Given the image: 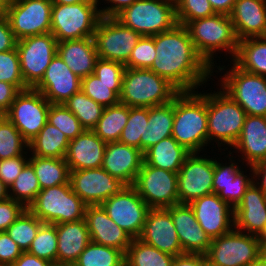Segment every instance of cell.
<instances>
[{"mask_svg":"<svg viewBox=\"0 0 266 266\" xmlns=\"http://www.w3.org/2000/svg\"><path fill=\"white\" fill-rule=\"evenodd\" d=\"M154 46L156 58L149 69L179 91L199 90L214 75L215 69L197 52L183 25L154 35Z\"/></svg>","mask_w":266,"mask_h":266,"instance_id":"cell-1","label":"cell"},{"mask_svg":"<svg viewBox=\"0 0 266 266\" xmlns=\"http://www.w3.org/2000/svg\"><path fill=\"white\" fill-rule=\"evenodd\" d=\"M172 137L191 153L205 151L208 146L207 93L180 91L174 97Z\"/></svg>","mask_w":266,"mask_h":266,"instance_id":"cell-2","label":"cell"},{"mask_svg":"<svg viewBox=\"0 0 266 266\" xmlns=\"http://www.w3.org/2000/svg\"><path fill=\"white\" fill-rule=\"evenodd\" d=\"M185 27L197 52L213 69L215 64H218L214 61L218 53L221 54L224 51L226 58L227 54H230L228 55L230 60L234 59L238 49V39L229 15L215 14L189 21Z\"/></svg>","mask_w":266,"mask_h":266,"instance_id":"cell-3","label":"cell"},{"mask_svg":"<svg viewBox=\"0 0 266 266\" xmlns=\"http://www.w3.org/2000/svg\"><path fill=\"white\" fill-rule=\"evenodd\" d=\"M179 92L150 69L125 68L119 100L129 107L150 108L171 102Z\"/></svg>","mask_w":266,"mask_h":266,"instance_id":"cell-4","label":"cell"},{"mask_svg":"<svg viewBox=\"0 0 266 266\" xmlns=\"http://www.w3.org/2000/svg\"><path fill=\"white\" fill-rule=\"evenodd\" d=\"M217 89V92L207 93L208 146L215 142L221 152V146H225L224 151L234 146L241 134L246 112L221 88Z\"/></svg>","mask_w":266,"mask_h":266,"instance_id":"cell-5","label":"cell"},{"mask_svg":"<svg viewBox=\"0 0 266 266\" xmlns=\"http://www.w3.org/2000/svg\"><path fill=\"white\" fill-rule=\"evenodd\" d=\"M230 62L233 66L229 64L231 67L227 70L226 65L215 66L219 71L214 72L224 73L218 79L221 89L245 110L246 115L266 117V77L241 70Z\"/></svg>","mask_w":266,"mask_h":266,"instance_id":"cell-6","label":"cell"},{"mask_svg":"<svg viewBox=\"0 0 266 266\" xmlns=\"http://www.w3.org/2000/svg\"><path fill=\"white\" fill-rule=\"evenodd\" d=\"M99 0L77 4H52L51 34L57 42L94 37L101 19Z\"/></svg>","mask_w":266,"mask_h":266,"instance_id":"cell-7","label":"cell"},{"mask_svg":"<svg viewBox=\"0 0 266 266\" xmlns=\"http://www.w3.org/2000/svg\"><path fill=\"white\" fill-rule=\"evenodd\" d=\"M86 207L67 183L41 189L28 209L43 223L61 224L85 219Z\"/></svg>","mask_w":266,"mask_h":266,"instance_id":"cell-8","label":"cell"},{"mask_svg":"<svg viewBox=\"0 0 266 266\" xmlns=\"http://www.w3.org/2000/svg\"><path fill=\"white\" fill-rule=\"evenodd\" d=\"M115 18L141 36H154L178 24L175 5L165 0H137Z\"/></svg>","mask_w":266,"mask_h":266,"instance_id":"cell-9","label":"cell"},{"mask_svg":"<svg viewBox=\"0 0 266 266\" xmlns=\"http://www.w3.org/2000/svg\"><path fill=\"white\" fill-rule=\"evenodd\" d=\"M260 255L258 236L236 228L213 238L205 253L206 258L216 266H248Z\"/></svg>","mask_w":266,"mask_h":266,"instance_id":"cell-10","label":"cell"},{"mask_svg":"<svg viewBox=\"0 0 266 266\" xmlns=\"http://www.w3.org/2000/svg\"><path fill=\"white\" fill-rule=\"evenodd\" d=\"M51 103L36 89L20 91L4 116L30 143L48 120Z\"/></svg>","mask_w":266,"mask_h":266,"instance_id":"cell-11","label":"cell"},{"mask_svg":"<svg viewBox=\"0 0 266 266\" xmlns=\"http://www.w3.org/2000/svg\"><path fill=\"white\" fill-rule=\"evenodd\" d=\"M93 38L100 59L125 65L141 35L115 17H101Z\"/></svg>","mask_w":266,"mask_h":266,"instance_id":"cell-12","label":"cell"},{"mask_svg":"<svg viewBox=\"0 0 266 266\" xmlns=\"http://www.w3.org/2000/svg\"><path fill=\"white\" fill-rule=\"evenodd\" d=\"M51 0H9L6 17L15 39L51 32Z\"/></svg>","mask_w":266,"mask_h":266,"instance_id":"cell-13","label":"cell"},{"mask_svg":"<svg viewBox=\"0 0 266 266\" xmlns=\"http://www.w3.org/2000/svg\"><path fill=\"white\" fill-rule=\"evenodd\" d=\"M57 39L50 33L25 37L16 42L21 73L28 88H34L57 53Z\"/></svg>","mask_w":266,"mask_h":266,"instance_id":"cell-14","label":"cell"},{"mask_svg":"<svg viewBox=\"0 0 266 266\" xmlns=\"http://www.w3.org/2000/svg\"><path fill=\"white\" fill-rule=\"evenodd\" d=\"M133 186L150 208H168L179 203L177 173L143 161Z\"/></svg>","mask_w":266,"mask_h":266,"instance_id":"cell-15","label":"cell"},{"mask_svg":"<svg viewBox=\"0 0 266 266\" xmlns=\"http://www.w3.org/2000/svg\"><path fill=\"white\" fill-rule=\"evenodd\" d=\"M101 206L107 215L132 238L140 236L150 207L139 196L133 185H126Z\"/></svg>","mask_w":266,"mask_h":266,"instance_id":"cell-16","label":"cell"},{"mask_svg":"<svg viewBox=\"0 0 266 266\" xmlns=\"http://www.w3.org/2000/svg\"><path fill=\"white\" fill-rule=\"evenodd\" d=\"M199 154L190 153L177 173L179 203L190 204L213 193L214 159Z\"/></svg>","mask_w":266,"mask_h":266,"instance_id":"cell-17","label":"cell"},{"mask_svg":"<svg viewBox=\"0 0 266 266\" xmlns=\"http://www.w3.org/2000/svg\"><path fill=\"white\" fill-rule=\"evenodd\" d=\"M226 155L228 157V162L223 163L220 158L214 159V175H213V193L218 194V196L225 202H227L233 209L241 202L246 189L253 182V167H249L251 174H246L243 171L241 160L237 161L233 157L234 154L231 151ZM233 155V156H232ZM228 163V165H227ZM242 168V169H241ZM245 173V174H244ZM249 176V177H248ZM251 177V178H250Z\"/></svg>","mask_w":266,"mask_h":266,"instance_id":"cell-18","label":"cell"},{"mask_svg":"<svg viewBox=\"0 0 266 266\" xmlns=\"http://www.w3.org/2000/svg\"><path fill=\"white\" fill-rule=\"evenodd\" d=\"M70 183L87 206L101 205L126 186L102 167L70 171Z\"/></svg>","mask_w":266,"mask_h":266,"instance_id":"cell-19","label":"cell"},{"mask_svg":"<svg viewBox=\"0 0 266 266\" xmlns=\"http://www.w3.org/2000/svg\"><path fill=\"white\" fill-rule=\"evenodd\" d=\"M81 81L82 79L74 74L56 53L34 89L38 90L51 104H63L81 90Z\"/></svg>","mask_w":266,"mask_h":266,"instance_id":"cell-20","label":"cell"},{"mask_svg":"<svg viewBox=\"0 0 266 266\" xmlns=\"http://www.w3.org/2000/svg\"><path fill=\"white\" fill-rule=\"evenodd\" d=\"M196 220L211 239L234 228V209L218 194L202 196L189 204Z\"/></svg>","mask_w":266,"mask_h":266,"instance_id":"cell-21","label":"cell"},{"mask_svg":"<svg viewBox=\"0 0 266 266\" xmlns=\"http://www.w3.org/2000/svg\"><path fill=\"white\" fill-rule=\"evenodd\" d=\"M138 239L174 257L183 254L169 207L150 208Z\"/></svg>","mask_w":266,"mask_h":266,"instance_id":"cell-22","label":"cell"},{"mask_svg":"<svg viewBox=\"0 0 266 266\" xmlns=\"http://www.w3.org/2000/svg\"><path fill=\"white\" fill-rule=\"evenodd\" d=\"M183 253L203 254L208 251L212 239L198 224L189 204L178 203L169 207Z\"/></svg>","mask_w":266,"mask_h":266,"instance_id":"cell-23","label":"cell"},{"mask_svg":"<svg viewBox=\"0 0 266 266\" xmlns=\"http://www.w3.org/2000/svg\"><path fill=\"white\" fill-rule=\"evenodd\" d=\"M144 161L143 152L119 141L106 143L102 168L125 185H133Z\"/></svg>","mask_w":266,"mask_h":266,"instance_id":"cell-24","label":"cell"},{"mask_svg":"<svg viewBox=\"0 0 266 266\" xmlns=\"http://www.w3.org/2000/svg\"><path fill=\"white\" fill-rule=\"evenodd\" d=\"M85 220L92 242L126 253L133 238L107 215L101 205L87 206Z\"/></svg>","mask_w":266,"mask_h":266,"instance_id":"cell-25","label":"cell"},{"mask_svg":"<svg viewBox=\"0 0 266 266\" xmlns=\"http://www.w3.org/2000/svg\"><path fill=\"white\" fill-rule=\"evenodd\" d=\"M266 226V195L252 182L234 209V228L259 236Z\"/></svg>","mask_w":266,"mask_h":266,"instance_id":"cell-26","label":"cell"},{"mask_svg":"<svg viewBox=\"0 0 266 266\" xmlns=\"http://www.w3.org/2000/svg\"><path fill=\"white\" fill-rule=\"evenodd\" d=\"M231 153H240L246 166H253L266 159V117L246 115L241 134ZM235 149V151H234Z\"/></svg>","mask_w":266,"mask_h":266,"instance_id":"cell-27","label":"cell"},{"mask_svg":"<svg viewBox=\"0 0 266 266\" xmlns=\"http://www.w3.org/2000/svg\"><path fill=\"white\" fill-rule=\"evenodd\" d=\"M229 17L238 41L266 37V0H236Z\"/></svg>","mask_w":266,"mask_h":266,"instance_id":"cell-28","label":"cell"},{"mask_svg":"<svg viewBox=\"0 0 266 266\" xmlns=\"http://www.w3.org/2000/svg\"><path fill=\"white\" fill-rule=\"evenodd\" d=\"M105 149L106 143L93 130H84L70 140L65 160L70 171L100 168Z\"/></svg>","mask_w":266,"mask_h":266,"instance_id":"cell-29","label":"cell"},{"mask_svg":"<svg viewBox=\"0 0 266 266\" xmlns=\"http://www.w3.org/2000/svg\"><path fill=\"white\" fill-rule=\"evenodd\" d=\"M57 53L65 64L81 79L94 73L99 59L93 37L57 43Z\"/></svg>","mask_w":266,"mask_h":266,"instance_id":"cell-30","label":"cell"},{"mask_svg":"<svg viewBox=\"0 0 266 266\" xmlns=\"http://www.w3.org/2000/svg\"><path fill=\"white\" fill-rule=\"evenodd\" d=\"M57 231V262L75 263L91 242L85 219L55 224Z\"/></svg>","mask_w":266,"mask_h":266,"instance_id":"cell-31","label":"cell"},{"mask_svg":"<svg viewBox=\"0 0 266 266\" xmlns=\"http://www.w3.org/2000/svg\"><path fill=\"white\" fill-rule=\"evenodd\" d=\"M190 153L170 136L151 146L143 155L149 166L178 173Z\"/></svg>","mask_w":266,"mask_h":266,"instance_id":"cell-32","label":"cell"},{"mask_svg":"<svg viewBox=\"0 0 266 266\" xmlns=\"http://www.w3.org/2000/svg\"><path fill=\"white\" fill-rule=\"evenodd\" d=\"M173 119L174 99L169 103L149 108L148 125L145 126L144 138H141L143 153L161 140L172 136Z\"/></svg>","mask_w":266,"mask_h":266,"instance_id":"cell-33","label":"cell"},{"mask_svg":"<svg viewBox=\"0 0 266 266\" xmlns=\"http://www.w3.org/2000/svg\"><path fill=\"white\" fill-rule=\"evenodd\" d=\"M232 62L241 70L266 77V37L238 41V49Z\"/></svg>","mask_w":266,"mask_h":266,"instance_id":"cell-34","label":"cell"},{"mask_svg":"<svg viewBox=\"0 0 266 266\" xmlns=\"http://www.w3.org/2000/svg\"><path fill=\"white\" fill-rule=\"evenodd\" d=\"M69 142L65 134L47 122L29 143V152L31 156L65 158Z\"/></svg>","mask_w":266,"mask_h":266,"instance_id":"cell-35","label":"cell"},{"mask_svg":"<svg viewBox=\"0 0 266 266\" xmlns=\"http://www.w3.org/2000/svg\"><path fill=\"white\" fill-rule=\"evenodd\" d=\"M41 189L70 183V169L65 158H47L29 155Z\"/></svg>","mask_w":266,"mask_h":266,"instance_id":"cell-36","label":"cell"},{"mask_svg":"<svg viewBox=\"0 0 266 266\" xmlns=\"http://www.w3.org/2000/svg\"><path fill=\"white\" fill-rule=\"evenodd\" d=\"M129 118V106L119 102L105 107L101 118L93 129L95 134L105 143L119 141Z\"/></svg>","mask_w":266,"mask_h":266,"instance_id":"cell-37","label":"cell"},{"mask_svg":"<svg viewBox=\"0 0 266 266\" xmlns=\"http://www.w3.org/2000/svg\"><path fill=\"white\" fill-rule=\"evenodd\" d=\"M174 256L133 238L125 253V266H172Z\"/></svg>","mask_w":266,"mask_h":266,"instance_id":"cell-38","label":"cell"},{"mask_svg":"<svg viewBox=\"0 0 266 266\" xmlns=\"http://www.w3.org/2000/svg\"><path fill=\"white\" fill-rule=\"evenodd\" d=\"M63 105L77 117L85 130H93L96 127L105 109L82 90L73 94Z\"/></svg>","mask_w":266,"mask_h":266,"instance_id":"cell-39","label":"cell"},{"mask_svg":"<svg viewBox=\"0 0 266 266\" xmlns=\"http://www.w3.org/2000/svg\"><path fill=\"white\" fill-rule=\"evenodd\" d=\"M75 264L76 266H125V254L116 248L91 241Z\"/></svg>","mask_w":266,"mask_h":266,"instance_id":"cell-40","label":"cell"},{"mask_svg":"<svg viewBox=\"0 0 266 266\" xmlns=\"http://www.w3.org/2000/svg\"><path fill=\"white\" fill-rule=\"evenodd\" d=\"M40 190L35 170L29 162L8 188L9 198L21 203L26 209L34 202Z\"/></svg>","mask_w":266,"mask_h":266,"instance_id":"cell-41","label":"cell"},{"mask_svg":"<svg viewBox=\"0 0 266 266\" xmlns=\"http://www.w3.org/2000/svg\"><path fill=\"white\" fill-rule=\"evenodd\" d=\"M122 83H105L94 73L82 78L81 90L92 100L104 107H109L120 102Z\"/></svg>","mask_w":266,"mask_h":266,"instance_id":"cell-42","label":"cell"},{"mask_svg":"<svg viewBox=\"0 0 266 266\" xmlns=\"http://www.w3.org/2000/svg\"><path fill=\"white\" fill-rule=\"evenodd\" d=\"M28 150L29 143L20 131L4 115H0V160L27 155Z\"/></svg>","mask_w":266,"mask_h":266,"instance_id":"cell-43","label":"cell"},{"mask_svg":"<svg viewBox=\"0 0 266 266\" xmlns=\"http://www.w3.org/2000/svg\"><path fill=\"white\" fill-rule=\"evenodd\" d=\"M43 222L29 209H25L17 220L5 231L23 252L28 251Z\"/></svg>","mask_w":266,"mask_h":266,"instance_id":"cell-44","label":"cell"},{"mask_svg":"<svg viewBox=\"0 0 266 266\" xmlns=\"http://www.w3.org/2000/svg\"><path fill=\"white\" fill-rule=\"evenodd\" d=\"M27 252L51 263L57 262L56 225L43 223Z\"/></svg>","mask_w":266,"mask_h":266,"instance_id":"cell-45","label":"cell"},{"mask_svg":"<svg viewBox=\"0 0 266 266\" xmlns=\"http://www.w3.org/2000/svg\"><path fill=\"white\" fill-rule=\"evenodd\" d=\"M149 108L129 107V118L122 131L119 142L141 150V138H144L148 125Z\"/></svg>","mask_w":266,"mask_h":266,"instance_id":"cell-46","label":"cell"},{"mask_svg":"<svg viewBox=\"0 0 266 266\" xmlns=\"http://www.w3.org/2000/svg\"><path fill=\"white\" fill-rule=\"evenodd\" d=\"M47 122L59 129L69 140L75 139L85 130L77 117L63 104L50 105Z\"/></svg>","mask_w":266,"mask_h":266,"instance_id":"cell-47","label":"cell"},{"mask_svg":"<svg viewBox=\"0 0 266 266\" xmlns=\"http://www.w3.org/2000/svg\"><path fill=\"white\" fill-rule=\"evenodd\" d=\"M0 81L15 85L20 91L28 89L21 73L16 47L10 51L0 52Z\"/></svg>","mask_w":266,"mask_h":266,"instance_id":"cell-48","label":"cell"},{"mask_svg":"<svg viewBox=\"0 0 266 266\" xmlns=\"http://www.w3.org/2000/svg\"><path fill=\"white\" fill-rule=\"evenodd\" d=\"M177 22L185 26L189 21L215 15L209 0H179L175 5Z\"/></svg>","mask_w":266,"mask_h":266,"instance_id":"cell-49","label":"cell"},{"mask_svg":"<svg viewBox=\"0 0 266 266\" xmlns=\"http://www.w3.org/2000/svg\"><path fill=\"white\" fill-rule=\"evenodd\" d=\"M154 36H141L133 48L125 68L149 69L156 58Z\"/></svg>","mask_w":266,"mask_h":266,"instance_id":"cell-50","label":"cell"},{"mask_svg":"<svg viewBox=\"0 0 266 266\" xmlns=\"http://www.w3.org/2000/svg\"><path fill=\"white\" fill-rule=\"evenodd\" d=\"M125 65L111 60L98 59L94 74L105 83H122Z\"/></svg>","mask_w":266,"mask_h":266,"instance_id":"cell-51","label":"cell"},{"mask_svg":"<svg viewBox=\"0 0 266 266\" xmlns=\"http://www.w3.org/2000/svg\"><path fill=\"white\" fill-rule=\"evenodd\" d=\"M29 154L0 160V180L9 188L29 162Z\"/></svg>","mask_w":266,"mask_h":266,"instance_id":"cell-52","label":"cell"},{"mask_svg":"<svg viewBox=\"0 0 266 266\" xmlns=\"http://www.w3.org/2000/svg\"><path fill=\"white\" fill-rule=\"evenodd\" d=\"M26 208L12 198L0 201V232H5Z\"/></svg>","mask_w":266,"mask_h":266,"instance_id":"cell-53","label":"cell"},{"mask_svg":"<svg viewBox=\"0 0 266 266\" xmlns=\"http://www.w3.org/2000/svg\"><path fill=\"white\" fill-rule=\"evenodd\" d=\"M23 253L6 232H0V266H11Z\"/></svg>","mask_w":266,"mask_h":266,"instance_id":"cell-54","label":"cell"},{"mask_svg":"<svg viewBox=\"0 0 266 266\" xmlns=\"http://www.w3.org/2000/svg\"><path fill=\"white\" fill-rule=\"evenodd\" d=\"M19 92L15 85L0 81V115H4L10 109Z\"/></svg>","mask_w":266,"mask_h":266,"instance_id":"cell-55","label":"cell"},{"mask_svg":"<svg viewBox=\"0 0 266 266\" xmlns=\"http://www.w3.org/2000/svg\"><path fill=\"white\" fill-rule=\"evenodd\" d=\"M16 42L7 17L0 18V52L14 49Z\"/></svg>","mask_w":266,"mask_h":266,"instance_id":"cell-56","label":"cell"},{"mask_svg":"<svg viewBox=\"0 0 266 266\" xmlns=\"http://www.w3.org/2000/svg\"><path fill=\"white\" fill-rule=\"evenodd\" d=\"M101 0H99L100 2ZM103 1V0H102ZM137 0H104V3H109L103 8L99 7L101 17H115L117 14H119L123 9L130 6L132 3H134Z\"/></svg>","mask_w":266,"mask_h":266,"instance_id":"cell-57","label":"cell"},{"mask_svg":"<svg viewBox=\"0 0 266 266\" xmlns=\"http://www.w3.org/2000/svg\"><path fill=\"white\" fill-rule=\"evenodd\" d=\"M53 263L38 258L30 253L23 252L11 266H52Z\"/></svg>","mask_w":266,"mask_h":266,"instance_id":"cell-58","label":"cell"},{"mask_svg":"<svg viewBox=\"0 0 266 266\" xmlns=\"http://www.w3.org/2000/svg\"><path fill=\"white\" fill-rule=\"evenodd\" d=\"M252 167H253V182L266 195V159L253 165Z\"/></svg>","mask_w":266,"mask_h":266,"instance_id":"cell-59","label":"cell"},{"mask_svg":"<svg viewBox=\"0 0 266 266\" xmlns=\"http://www.w3.org/2000/svg\"><path fill=\"white\" fill-rule=\"evenodd\" d=\"M172 266H201V254L183 253L174 257Z\"/></svg>","mask_w":266,"mask_h":266,"instance_id":"cell-60","label":"cell"},{"mask_svg":"<svg viewBox=\"0 0 266 266\" xmlns=\"http://www.w3.org/2000/svg\"><path fill=\"white\" fill-rule=\"evenodd\" d=\"M209 2L216 14L229 15L236 0H209Z\"/></svg>","mask_w":266,"mask_h":266,"instance_id":"cell-61","label":"cell"},{"mask_svg":"<svg viewBox=\"0 0 266 266\" xmlns=\"http://www.w3.org/2000/svg\"><path fill=\"white\" fill-rule=\"evenodd\" d=\"M9 198L8 187L0 180V201Z\"/></svg>","mask_w":266,"mask_h":266,"instance_id":"cell-62","label":"cell"},{"mask_svg":"<svg viewBox=\"0 0 266 266\" xmlns=\"http://www.w3.org/2000/svg\"><path fill=\"white\" fill-rule=\"evenodd\" d=\"M8 3L9 0H0V18L6 16Z\"/></svg>","mask_w":266,"mask_h":266,"instance_id":"cell-63","label":"cell"},{"mask_svg":"<svg viewBox=\"0 0 266 266\" xmlns=\"http://www.w3.org/2000/svg\"><path fill=\"white\" fill-rule=\"evenodd\" d=\"M86 0H51L53 4H77Z\"/></svg>","mask_w":266,"mask_h":266,"instance_id":"cell-64","label":"cell"},{"mask_svg":"<svg viewBox=\"0 0 266 266\" xmlns=\"http://www.w3.org/2000/svg\"><path fill=\"white\" fill-rule=\"evenodd\" d=\"M248 266H266V260L260 255L256 260H254Z\"/></svg>","mask_w":266,"mask_h":266,"instance_id":"cell-65","label":"cell"},{"mask_svg":"<svg viewBox=\"0 0 266 266\" xmlns=\"http://www.w3.org/2000/svg\"><path fill=\"white\" fill-rule=\"evenodd\" d=\"M260 254L266 260V241H260Z\"/></svg>","mask_w":266,"mask_h":266,"instance_id":"cell-66","label":"cell"},{"mask_svg":"<svg viewBox=\"0 0 266 266\" xmlns=\"http://www.w3.org/2000/svg\"><path fill=\"white\" fill-rule=\"evenodd\" d=\"M201 266H216L212 262H210L205 255L201 254Z\"/></svg>","mask_w":266,"mask_h":266,"instance_id":"cell-67","label":"cell"},{"mask_svg":"<svg viewBox=\"0 0 266 266\" xmlns=\"http://www.w3.org/2000/svg\"><path fill=\"white\" fill-rule=\"evenodd\" d=\"M259 241H266V226L264 227L261 234L258 236Z\"/></svg>","mask_w":266,"mask_h":266,"instance_id":"cell-68","label":"cell"},{"mask_svg":"<svg viewBox=\"0 0 266 266\" xmlns=\"http://www.w3.org/2000/svg\"><path fill=\"white\" fill-rule=\"evenodd\" d=\"M52 266H76L75 263H59V262H54Z\"/></svg>","mask_w":266,"mask_h":266,"instance_id":"cell-69","label":"cell"},{"mask_svg":"<svg viewBox=\"0 0 266 266\" xmlns=\"http://www.w3.org/2000/svg\"><path fill=\"white\" fill-rule=\"evenodd\" d=\"M165 1L171 2V3H173L174 5H176V4L178 3L179 0H165Z\"/></svg>","mask_w":266,"mask_h":266,"instance_id":"cell-70","label":"cell"}]
</instances>
